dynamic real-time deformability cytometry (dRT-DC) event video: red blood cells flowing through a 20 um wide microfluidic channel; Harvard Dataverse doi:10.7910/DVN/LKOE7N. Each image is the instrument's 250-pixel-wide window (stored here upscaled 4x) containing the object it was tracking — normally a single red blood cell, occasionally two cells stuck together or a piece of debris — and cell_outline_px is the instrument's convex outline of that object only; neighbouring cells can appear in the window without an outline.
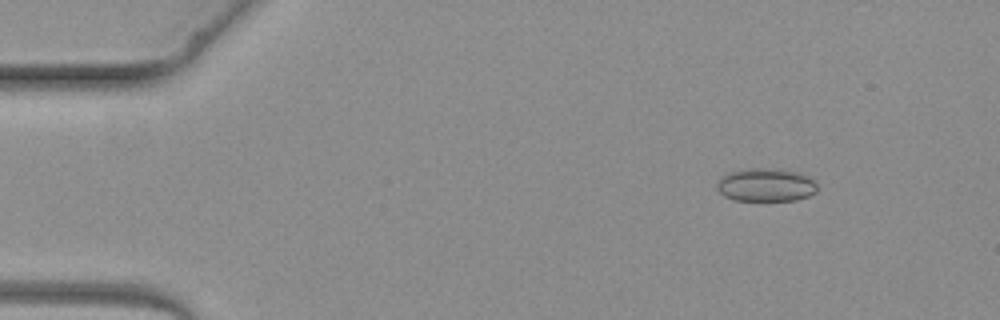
{"species": "common noctule bat (a hibernating species)", "species_latin": "Nyctalus noctula", "temperature_condition": "warm", "stored_images_in_passage": 3, "camera_frame_rate_fps": 3000, "um_per_image_px": 0.085, "animal": {"sex": "female", "body_mass_g": 19.3, "forearm_length_mm": 54.1}, "frame": {"image": 1, "passage_image": 1, "time_ms": 0.0, "image_size_px": [1000, 320], "cell_outline_px": [[816, 192], [808, 196], [796, 200], [736, 200], [724, 196], [716, 188], [716, 184], [720, 176], [728, 172], [744, 168], [768, 168], [800, 172], [808, 176], [816, 184]], "centroid_in_image_um": [65.06, 15.7], "position_along_channel_um": 19.9, "area_um2": 19.54}}
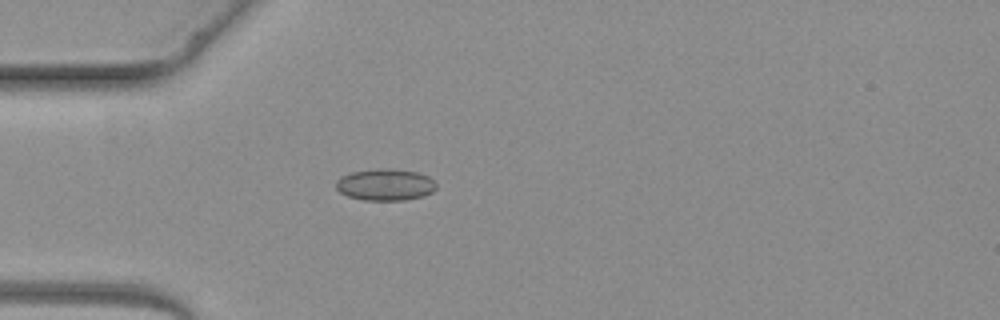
{"frame": {"image": 2, "passage_image": 3, "time_ms": 2.333, "image_size_px": [1000, 320], "cell_outline_px": [[436, 188], [432, 192], [424, 196], [404, 200], [364, 200], [348, 196], [340, 192], [336, 188], [336, 180], [340, 176], [352, 172], [380, 168], [388, 168], [416, 172], [428, 176], [436, 184]], "centroid_in_image_um": [32.74, 15.7], "position_along_channel_um": 52.3, "area_um2": 18.5}}